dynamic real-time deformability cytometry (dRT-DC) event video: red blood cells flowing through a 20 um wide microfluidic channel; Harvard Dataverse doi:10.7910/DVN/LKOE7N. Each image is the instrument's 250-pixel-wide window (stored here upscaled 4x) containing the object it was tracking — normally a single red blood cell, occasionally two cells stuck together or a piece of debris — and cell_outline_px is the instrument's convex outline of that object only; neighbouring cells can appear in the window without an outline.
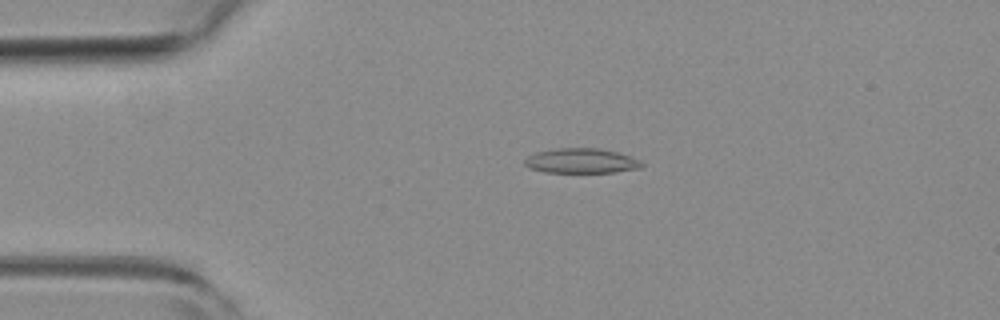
{"species": "common noctule bat (a hibernating species)", "species_latin": "Nyctalus noctula", "temperature_condition": "room temperature", "stored_images_in_passage": 4, "camera_frame_rate_fps": 3000, "um_per_image_px": 0.085, "animal": {"sex": "female", "body_mass_g": 19.3, "forearm_length_mm": 54.1}, "frame": {"image": 1, "passage_image": 3, "time_ms": 0.667, "image_size_px": [1000, 320], "cell_outline_px": [[644, 168], [616, 172], [544, 172], [528, 168], [524, 164], [524, 160], [528, 156], [536, 152], [556, 148], [600, 148], [616, 152], [640, 160], [644, 164]], "centroid_in_image_um": [49.41, 13.67], "position_along_channel_um": 35.6, "area_um2": 17.05}}